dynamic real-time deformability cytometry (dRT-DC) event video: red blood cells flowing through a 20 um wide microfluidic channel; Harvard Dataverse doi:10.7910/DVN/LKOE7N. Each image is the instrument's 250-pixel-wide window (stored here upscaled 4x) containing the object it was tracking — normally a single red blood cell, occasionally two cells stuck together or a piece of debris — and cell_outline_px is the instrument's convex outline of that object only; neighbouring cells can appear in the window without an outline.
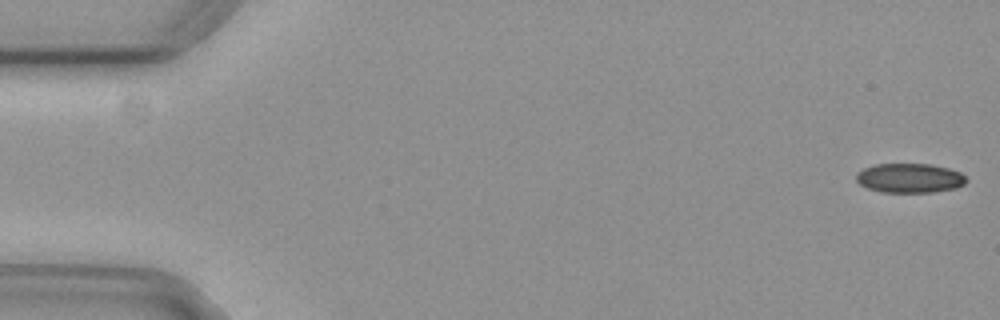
{"species": "common noctule bat (a hibernating species)", "species_latin": "Nyctalus noctula", "temperature_condition": "cold", "stored_images_in_passage": 55, "camera_frame_rate_fps": 3000, "um_per_image_px": 0.085, "animal": {"sex": "female", "body_mass_g": 29.2, "forearm_length_mm": 56.3}, "frame": {"image": 1, "passage_image": 1, "time_ms": 0.0, "image_size_px": [1000, 320], "cell_outline_px": [[968, 180], [964, 184], [956, 188], [932, 192], [880, 192], [868, 188], [860, 184], [856, 180], [856, 172], [872, 164], [932, 164], [948, 168], [960, 172]], "centroid_in_image_um": [77.31, 15.13], "position_along_channel_um": 7.7, "area_um2": 18.96}}
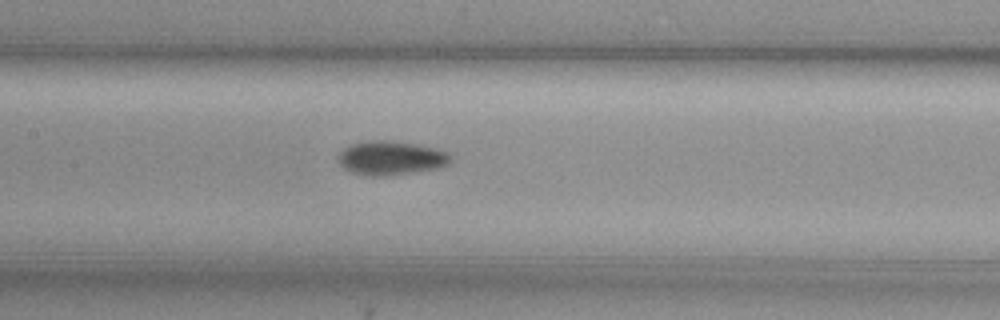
{"frame": {"image": 2, "passage_image": 26, "time_ms": 8.333, "image_size_px": [1000, 320], "cell_outline_px": [[448, 164], [440, 168], [380, 176], [376, 176], [352, 172], [344, 168], [336, 160], [340, 152], [344, 148], [352, 144], [372, 140], [384, 140], [416, 144], [448, 152]], "centroid_in_image_um": [33.18, 13.42], "position_along_channel_um": 174.2, "area_um2": 21.73}}
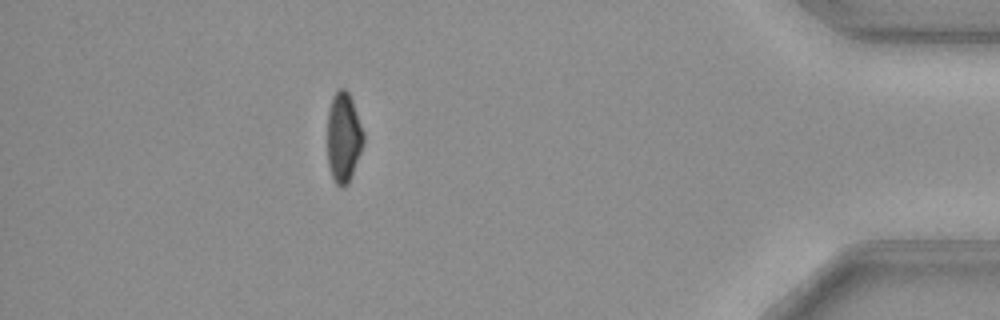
{"frame": {"image": 3, "passage_image": 49, "time_ms": 16.0, "image_size_px": [1000, 320], "cell_outline_px": [[364, 144], [348, 184], [344, 188], [340, 188], [336, 184], [332, 176], [328, 164], [328, 108], [332, 96], [336, 88], [344, 88], [348, 92], [352, 100], [364, 132]], "centroid_in_image_um": [29.2, 11.66], "position_along_channel_um": 406.0, "area_um2": 19.13}, "authors_computed_cell_mechanics": {"area_um2": 20.519, "velocity_mm_per_s": 3.7292, "shape_relaxation_time_tau1_ms": 5.282, "shape_relaxation_time_tau2_ms": null, "deformation_change_tau1": 0.0992, "deformation_change_tau2": null}}